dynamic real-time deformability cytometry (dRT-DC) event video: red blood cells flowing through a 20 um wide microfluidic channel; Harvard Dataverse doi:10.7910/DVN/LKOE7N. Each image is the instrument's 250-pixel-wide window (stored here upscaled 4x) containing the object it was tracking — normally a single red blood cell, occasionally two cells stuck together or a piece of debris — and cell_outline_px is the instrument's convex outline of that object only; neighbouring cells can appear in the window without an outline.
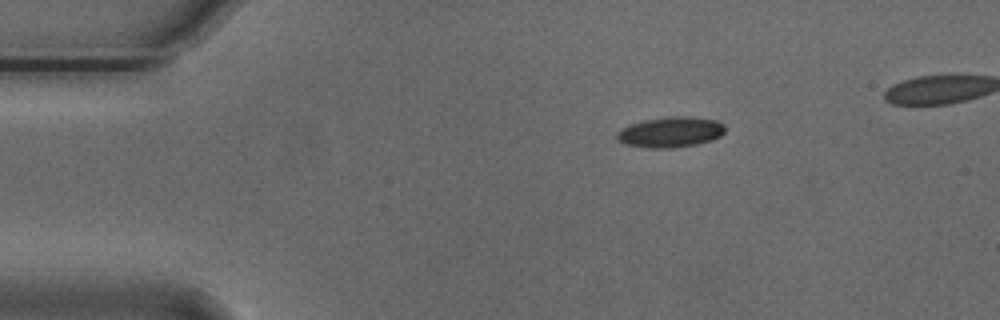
{"species": "Egyptian fruit bat (a non-hibernating species)", "species_latin": "Rousettus aegyptiacus", "temperature_condition": "cold", "stored_images_in_passage": 43, "camera_frame_rate_fps": 3000, "um_per_image_px": 0.085, "animal": {"sex": "male"}, "frame": {"image": 1, "passage_image": 1, "time_ms": 0.0, "image_size_px": [1000, 320], "cell_outline_px": [[724, 132], [720, 136], [712, 140], [696, 144], [672, 148], [648, 148], [624, 144], [616, 140], [616, 132], [620, 128], [644, 120], [668, 116], [684, 116], [716, 120], [724, 124]], "centroid_in_image_um": [56.96, 11.23], "position_along_channel_um": 28.0, "area_um2": 19.31}}
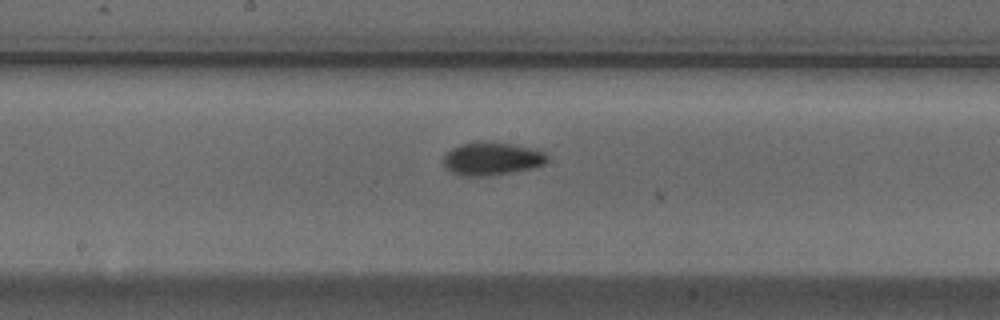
{"frame": {"image": 2, "passage_image": 20, "time_ms": 6.333, "image_size_px": [1000, 320], "cell_outline_px": [[548, 160], [544, 164], [532, 168], [484, 176], [464, 176], [452, 172], [444, 164], [444, 156], [452, 148], [460, 144], [476, 140], [508, 144], [532, 148], [544, 152], [548, 156]], "centroid_in_image_um": [41.8, 13.47], "position_along_channel_um": 206.4, "area_um2": 19.71}}
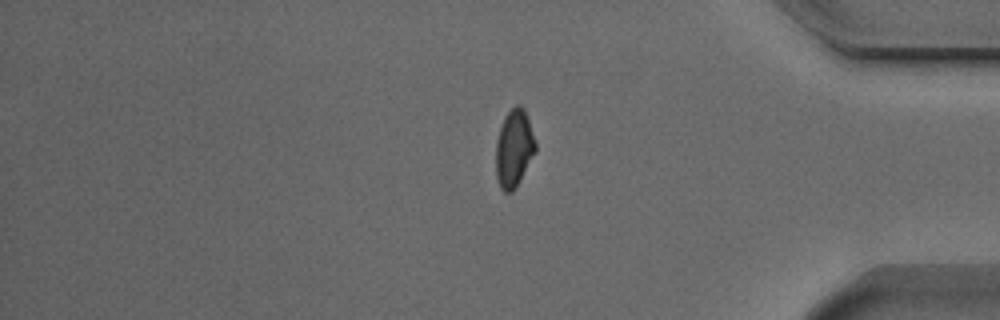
{"frame": {"image": 3, "passage_image": 37, "time_ms": 12.0, "image_size_px": [1000, 320], "cell_outline_px": [[536, 152], [516, 188], [512, 192], [504, 192], [500, 188], [496, 176], [496, 140], [504, 116], [516, 104], [520, 104], [524, 108], [536, 144]], "centroid_in_image_um": [43.68, 12.63], "position_along_channel_um": 391.5, "area_um2": 17.98}, "authors_computed_cell_mechanics": {"area_um2": 18.785, "velocity_mm_per_s": 3.7249, "shape_relaxation_time_tau1_ms": 3.8339, "shape_relaxation_time_tau2_ms": 2.2652, "deformation_change_tau1": 0.1054, "deformation_change_tau2": 0.0624}}